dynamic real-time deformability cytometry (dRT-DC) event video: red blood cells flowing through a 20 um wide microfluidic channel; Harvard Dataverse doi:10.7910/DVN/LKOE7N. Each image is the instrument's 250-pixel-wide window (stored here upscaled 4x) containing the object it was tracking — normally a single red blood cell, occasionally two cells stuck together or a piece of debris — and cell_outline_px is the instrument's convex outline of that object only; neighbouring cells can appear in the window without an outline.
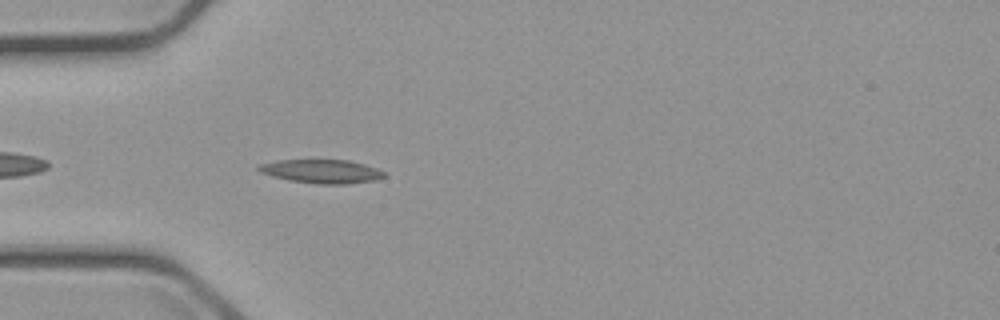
{"species": "common noctule bat (a hibernating species)", "species_latin": "Nyctalus noctula", "temperature_condition": "cold", "stored_images_in_passage": 3, "camera_frame_rate_fps": 3000, "um_per_image_px": 0.085, "animal": {"sex": "male", "body_mass_g": 23.1, "forearm_length_mm": 52.7}, "frame": {"image": 1, "passage_image": 3, "time_ms": 2.333, "image_size_px": [1000, 320], "cell_outline_px": [[384, 176], [376, 180], [348, 184], [316, 184], [288, 180], [272, 176], [260, 172], [256, 168], [260, 164], [276, 160], [348, 160], [364, 164], [376, 168], [384, 172]], "centroid_in_image_um": [27.31, 14.57], "position_along_channel_um": 57.7, "area_um2": 17.34}}